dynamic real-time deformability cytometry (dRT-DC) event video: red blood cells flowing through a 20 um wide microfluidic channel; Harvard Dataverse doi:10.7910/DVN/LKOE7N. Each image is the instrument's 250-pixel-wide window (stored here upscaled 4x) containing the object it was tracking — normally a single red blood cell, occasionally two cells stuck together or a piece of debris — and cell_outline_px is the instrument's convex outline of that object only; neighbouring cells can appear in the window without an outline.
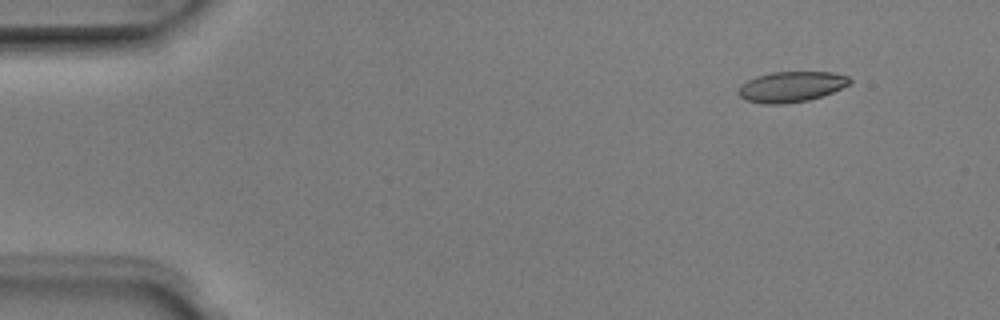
{"species": "Egyptian fruit bat (a non-hibernating species)", "species_latin": "Rousettus aegyptiacus", "temperature_condition": "room temperature", "stored_images_in_passage": 5, "camera_frame_rate_fps": 3000, "um_per_image_px": 0.085, "animal": {"sex": "male"}, "frame": {"image": 1, "passage_image": 2, "time_ms": 0.333, "image_size_px": [1000, 320], "cell_outline_px": [[852, 80], [848, 84], [832, 92], [808, 100], [784, 104], [764, 104], [748, 100], [740, 96], [736, 92], [740, 84], [756, 76], [772, 72], [832, 72], [848, 76]], "centroid_in_image_um": [67.22, 7.37], "position_along_channel_um": 17.8, "area_um2": 19.71}}
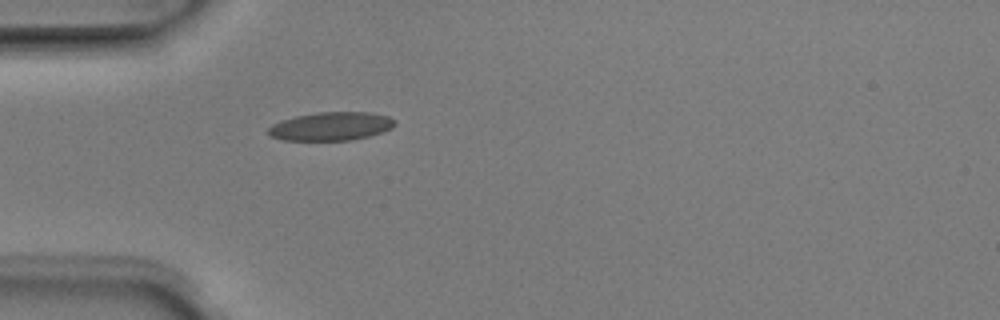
{"frame": {"image": 2, "passage_image": 5, "time_ms": 1.333, "image_size_px": [1000, 320], "cell_outline_px": [[396, 124], [392, 128], [368, 136], [352, 140], [284, 140], [272, 136], [268, 132], [268, 128], [272, 124], [280, 120], [296, 116], [316, 112], [372, 112], [388, 116], [396, 120]], "centroid_in_image_um": [28.15, 10.72], "position_along_channel_um": 56.8, "area_um2": 20.98}}